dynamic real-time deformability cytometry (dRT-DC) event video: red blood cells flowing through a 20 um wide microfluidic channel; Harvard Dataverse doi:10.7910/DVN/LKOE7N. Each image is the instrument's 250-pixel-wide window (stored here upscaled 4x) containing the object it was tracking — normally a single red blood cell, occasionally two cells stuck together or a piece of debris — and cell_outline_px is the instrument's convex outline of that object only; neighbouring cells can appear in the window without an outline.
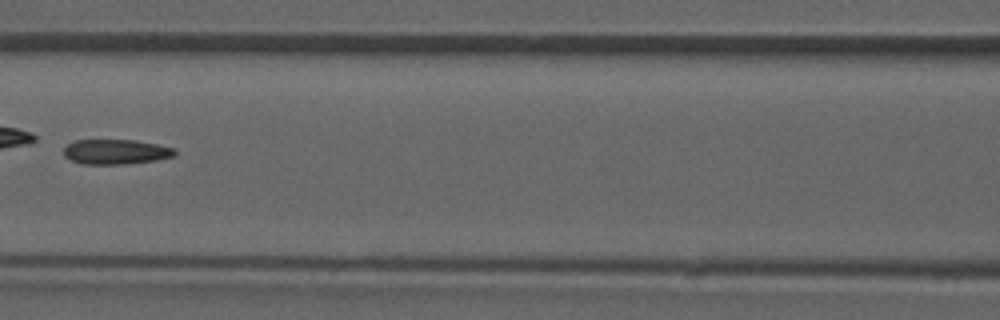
{"species": "common noctule bat (a hibernating species)", "species_latin": "Nyctalus noctula", "temperature_condition": "room temperature", "stored_images_in_passage": 7, "camera_frame_rate_fps": 3000, "um_per_image_px": 0.085, "animal": {"sex": "male", "forearm_length_mm": 52.5}, "frame": {"image": 1, "passage_image": 7, "time_ms": 7.667, "image_size_px": [1000, 320], "cell_outline_px": [[176, 156], [156, 160], [124, 164], [80, 164], [64, 156], [64, 148], [68, 144], [76, 140], [136, 140], [176, 148]], "centroid_in_image_um": [9.87, 12.9], "position_along_channel_um": 156.7, "area_um2": 16.18}}